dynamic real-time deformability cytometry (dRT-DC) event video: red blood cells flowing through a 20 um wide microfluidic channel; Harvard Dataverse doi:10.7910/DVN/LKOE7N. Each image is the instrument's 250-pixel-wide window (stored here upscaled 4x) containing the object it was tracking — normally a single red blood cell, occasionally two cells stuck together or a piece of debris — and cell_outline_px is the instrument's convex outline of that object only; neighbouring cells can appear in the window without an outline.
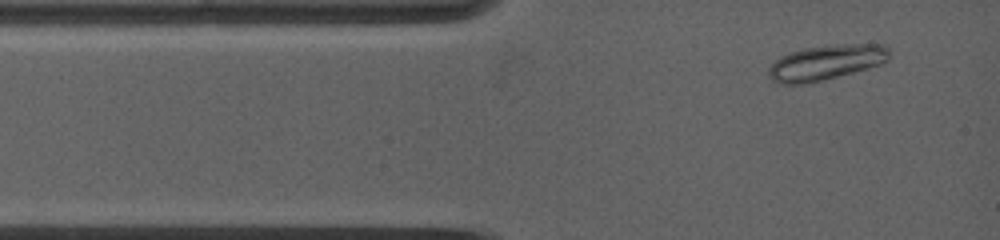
{"species": "common noctule bat (a hibernating species)", "species_latin": "Nyctalus noctula", "temperature_condition": "warm", "stored_images_in_passage": 4, "camera_frame_rate_fps": 5000, "um_per_image_px": 0.085, "animal": {"sex": "female", "body_mass_g": 19.0, "forearm_length_mm": 53.3}, "frame": {"image": 1, "passage_image": 1, "time_ms": 0.0, "image_size_px": [1000, 240], "cell_outline_px": [[888, 60], [880, 64], [868, 68], [804, 84], [780, 84], [772, 80], [768, 76], [768, 68], [780, 56], [804, 48], [836, 44], [884, 44], [888, 48]], "centroid_in_image_um": [70.19, 5.3], "position_along_channel_um": 14.8, "area_um2": 24.39}}